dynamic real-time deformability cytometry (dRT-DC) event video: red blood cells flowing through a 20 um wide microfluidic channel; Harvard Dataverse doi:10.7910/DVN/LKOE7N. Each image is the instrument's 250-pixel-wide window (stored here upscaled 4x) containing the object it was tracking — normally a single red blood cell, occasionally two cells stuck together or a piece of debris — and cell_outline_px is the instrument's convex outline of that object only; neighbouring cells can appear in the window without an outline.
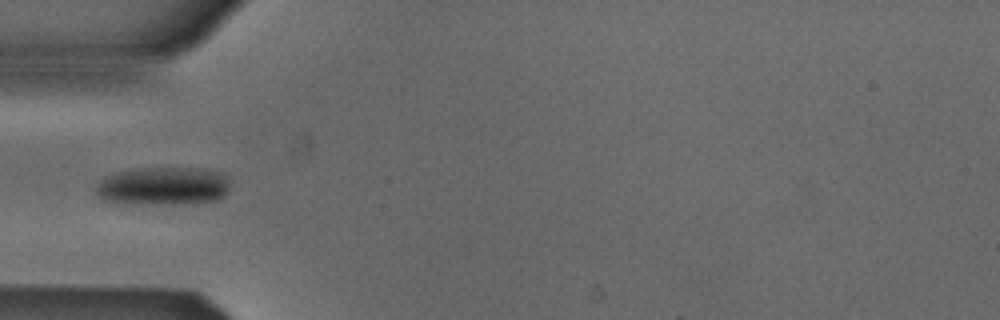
{"species": "Egyptian fruit bat (a non-hibernating species)", "species_latin": "Rousettus aegyptiacus", "temperature_condition": "cold", "stored_images_in_passage": 3, "camera_frame_rate_fps": 3000, "um_per_image_px": 0.085, "animal": {"sex": "male"}, "frame": {"image": 1, "passage_image": 3, "time_ms": 0.667, "image_size_px": [1000, 320], "cell_outline_px": [[228, 192], [220, 200], [196, 204], [112, 204], [104, 200], [96, 192], [96, 184], [104, 176], [116, 172], [144, 168], [208, 168], [220, 172], [228, 176]], "centroid_in_image_um": [13.89, 15.84], "position_along_channel_um": 71.1, "area_um2": 30.81}}